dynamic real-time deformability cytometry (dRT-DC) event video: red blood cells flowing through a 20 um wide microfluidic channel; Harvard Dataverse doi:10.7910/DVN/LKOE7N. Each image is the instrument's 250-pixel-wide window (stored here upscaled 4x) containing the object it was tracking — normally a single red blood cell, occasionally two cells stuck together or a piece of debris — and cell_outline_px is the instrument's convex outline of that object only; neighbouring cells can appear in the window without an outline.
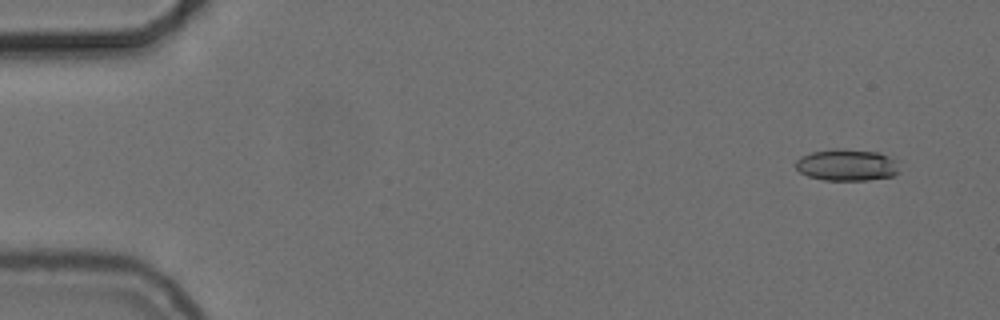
{"species": "common noctule bat (a hibernating species)", "species_latin": "Nyctalus noctula", "temperature_condition": "cold", "stored_images_in_passage": 54, "camera_frame_rate_fps": 3000, "um_per_image_px": 0.085, "animal": {"sex": "female", "body_mass_g": 24.6, "forearm_length_mm": 56.2}, "frame": {"image": 1, "passage_image": 3, "time_ms": 0.667, "image_size_px": [1000, 320], "cell_outline_px": [[900, 172], [892, 176], [868, 180], [824, 180], [808, 176], [800, 172], [796, 168], [796, 160], [800, 156], [812, 152], [832, 148], [840, 148], [880, 152], [900, 160]], "centroid_in_image_um": [72.05, 14.01], "position_along_channel_um": 13.0, "area_um2": 19.65}}
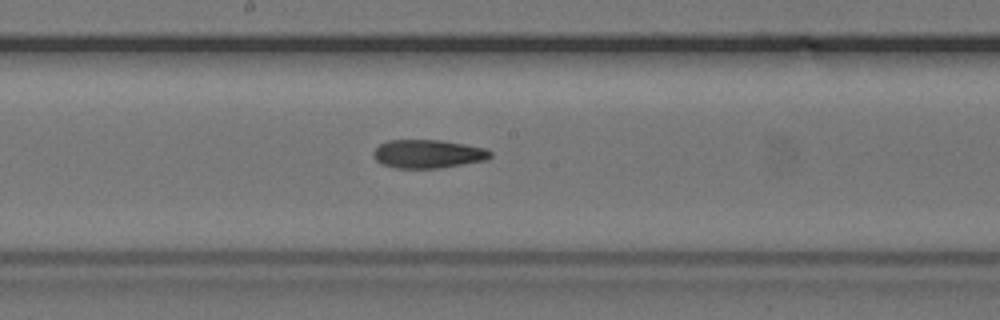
{"frame": {"image": 2, "passage_image": 29, "time_ms": 9.333, "image_size_px": [1000, 320], "cell_outline_px": [[492, 156], [488, 160], [440, 168], [396, 168], [380, 164], [376, 160], [372, 152], [380, 144], [388, 140], [440, 140], [464, 144], [484, 148], [492, 152]], "centroid_in_image_um": [36.38, 13.09], "position_along_channel_um": 211.8, "area_um2": 19.48}}
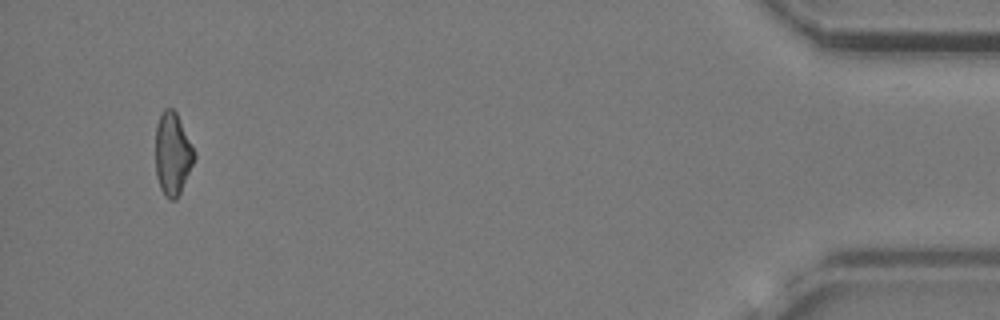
{"frame": {"image": 3, "passage_image": 52, "time_ms": 17.0, "image_size_px": [1000, 320], "cell_outline_px": [[196, 156], [180, 192], [176, 200], [168, 200], [164, 196], [160, 188], [156, 176], [156, 124], [164, 108], [172, 108], [176, 112], [196, 152]], "centroid_in_image_um": [14.67, 13.09], "position_along_channel_um": 420.5, "area_um2": 18.67}, "authors_computed_cell_mechanics": {"area_um2": 19.4786, "velocity_mm_per_s": 3.74, "shape_relaxation_time_tau1_ms": null, "shape_relaxation_time_tau2_ms": 5.5073, "deformation_change_tau1": null, "deformation_change_tau2": 0.1408}}